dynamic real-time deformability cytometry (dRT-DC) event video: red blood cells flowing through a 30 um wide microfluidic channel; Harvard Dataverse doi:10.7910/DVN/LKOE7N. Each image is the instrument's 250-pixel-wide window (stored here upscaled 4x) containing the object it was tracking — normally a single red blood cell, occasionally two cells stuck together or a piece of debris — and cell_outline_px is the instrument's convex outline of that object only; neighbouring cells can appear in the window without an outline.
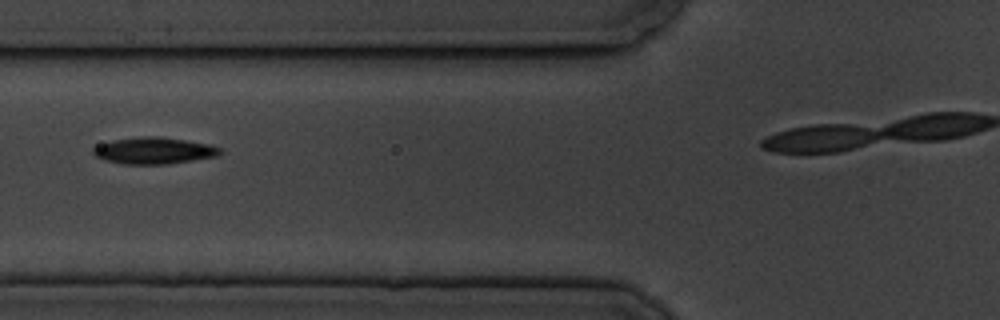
{"species": "common noctule bat (a hibernating species)", "species_latin": "Nyctalus noctula", "temperature_condition": "cold", "stored_images_in_passage": 3, "camera_frame_rate_fps": 3000, "um_per_image_px": 0.085, "animal": {"sex": "male", "body_mass_g": 19.5, "forearm_length_mm": 54.6}, "frame": {"image": 1, "passage_image": 2, "time_ms": 1.333, "image_size_px": [1000, 320], "cell_outline_px": [[224, 152], [216, 156], [168, 164], [124, 164], [104, 160], [96, 156], [92, 152], [92, 148], [100, 144], [112, 140], [140, 136], [160, 136], [212, 144], [220, 148]], "centroid_in_image_um": [13.09, 12.79], "position_along_channel_um": 112.7, "area_um2": 19.83}}